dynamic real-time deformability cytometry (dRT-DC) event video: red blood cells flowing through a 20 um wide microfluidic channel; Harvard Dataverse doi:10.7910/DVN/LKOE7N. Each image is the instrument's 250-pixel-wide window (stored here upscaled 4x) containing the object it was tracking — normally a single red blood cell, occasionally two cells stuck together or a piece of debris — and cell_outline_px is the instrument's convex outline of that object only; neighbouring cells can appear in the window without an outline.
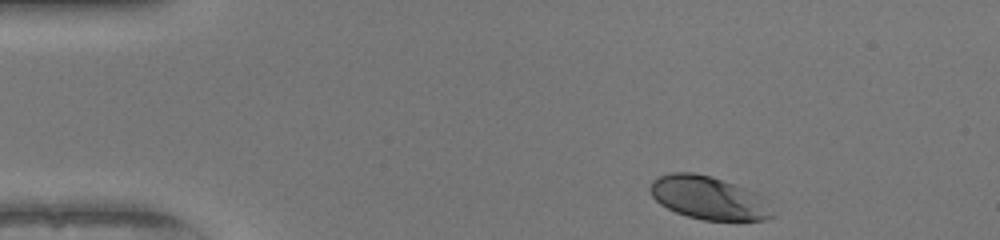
{"species": "human", "species_latin": "Homo sapiens", "temperature_condition": "warm", "stored_images_in_passage": 44, "camera_frame_rate_fps": 3000, "um_per_image_px": 0.085, "donor": {"sex": "female"}, "frame": {"image": 1, "passage_image": 1, "time_ms": 0.0, "image_size_px": [1000, 240], "cell_outline_px": [[776, 216], [768, 220], [704, 220], [688, 216], [676, 212], [660, 204], [652, 196], [648, 188], [652, 180], [660, 176], [672, 172], [692, 172], [712, 176], [756, 192], [776, 212]], "centroid_in_image_um": [60.25, 16.82], "position_along_channel_um": 24.8, "area_um2": 30.87}}
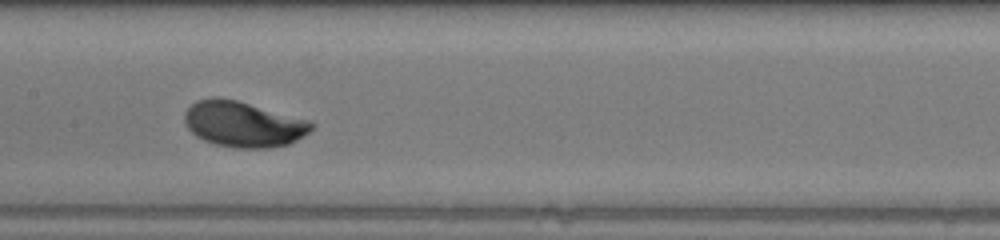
{"frame": {"image": 2, "passage_image": 19, "time_ms": 6.0, "image_size_px": [1000, 240], "cell_outline_px": [[316, 124], [304, 136], [288, 144], [268, 148], [236, 148], [216, 144], [204, 140], [196, 136], [184, 124], [184, 112], [196, 100], [212, 96], [216, 96], [236, 100], [312, 120]], "centroid_in_image_um": [20.68, 10.54], "position_along_channel_um": 186.7, "area_um2": 34.04}}
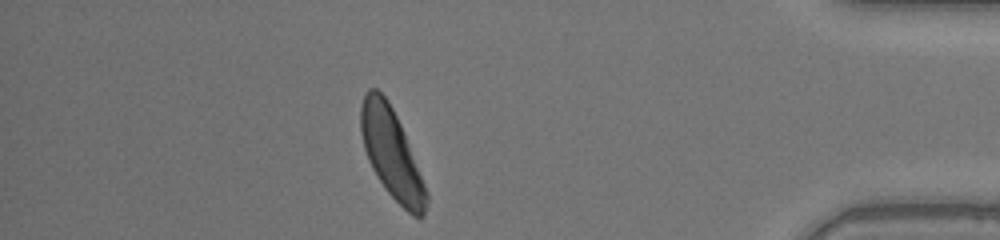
{"frame": {"image": 3, "passage_image": 38, "time_ms": 12.333, "image_size_px": [1000, 240], "cell_outline_px": [[428, 200], [424, 216], [412, 216], [384, 188], [372, 168], [368, 160], [364, 148], [360, 132], [360, 104], [364, 92], [368, 88], [376, 88], [388, 100], [404, 132], [428, 192]], "centroid_in_image_um": [33.26, 13.02], "position_along_channel_um": 401.9, "area_um2": 34.1}, "authors_computed_cell_mechanics": {"area_um2": 32.8304, "velocity_mm_per_s": 4.0732, "shape_relaxation_time_tau1_ms": 1.7598, "shape_relaxation_time_tau2_ms": null, "deformation_change_tau1": 0.1427, "deformation_change_tau2": null}}